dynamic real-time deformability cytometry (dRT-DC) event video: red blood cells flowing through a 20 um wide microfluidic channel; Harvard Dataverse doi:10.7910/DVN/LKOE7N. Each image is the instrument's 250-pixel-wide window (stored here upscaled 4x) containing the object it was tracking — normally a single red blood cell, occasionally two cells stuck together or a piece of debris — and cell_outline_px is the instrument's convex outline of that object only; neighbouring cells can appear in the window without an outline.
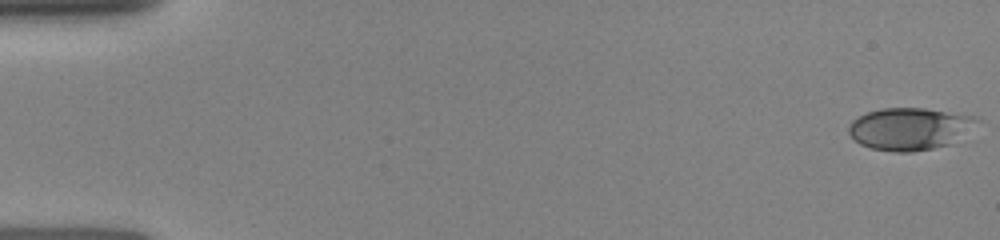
{"species": "human", "species_latin": "Homo sapiens", "temperature_condition": "room temperature", "stored_images_in_passage": 8, "camera_frame_rate_fps": 3000, "um_per_image_px": 0.085, "donor": {"sex": "female"}, "frame": {"image": 1, "passage_image": 1, "time_ms": 0.0, "image_size_px": [1000, 240], "cell_outline_px": [[980, 120], [952, 144], [912, 152], [896, 152], [872, 148], [860, 144], [848, 132], [848, 128], [852, 120], [868, 112], [880, 108], [924, 108], [980, 116]], "centroid_in_image_um": [77.35, 10.93], "position_along_channel_um": 7.7, "area_um2": 31.5}}
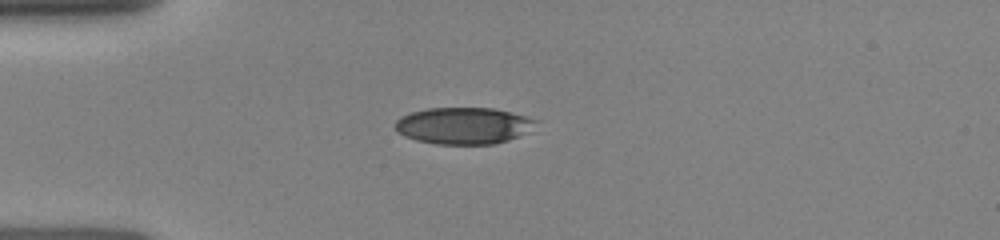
{"frame": {"image": 2, "passage_image": 7, "time_ms": 4.0, "image_size_px": [1000, 240], "cell_outline_px": [[540, 120], [528, 132], [508, 140], [496, 144], [436, 144], [416, 140], [404, 136], [396, 132], [396, 120], [400, 116], [412, 112], [428, 108], [492, 108]], "centroid_in_image_um": [39.39, 10.69], "position_along_channel_um": 45.6, "area_um2": 30.06}}